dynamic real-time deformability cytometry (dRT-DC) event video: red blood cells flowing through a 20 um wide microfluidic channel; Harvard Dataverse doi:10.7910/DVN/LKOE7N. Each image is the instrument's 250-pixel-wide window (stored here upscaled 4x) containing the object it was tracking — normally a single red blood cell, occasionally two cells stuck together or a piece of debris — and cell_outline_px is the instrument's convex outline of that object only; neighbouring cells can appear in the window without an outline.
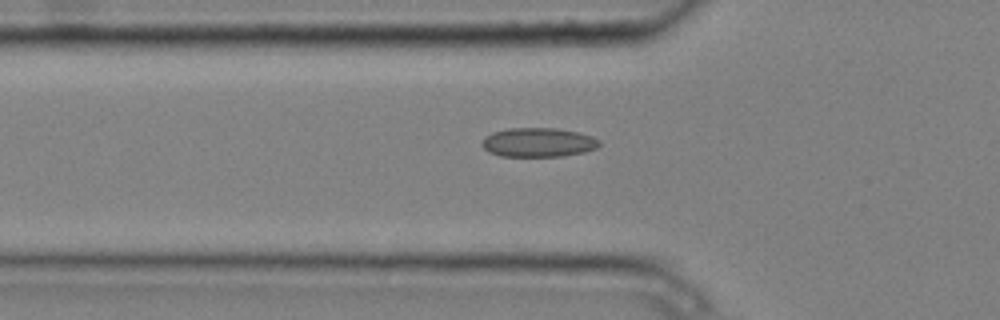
{"species": "common noctule bat (a hibernating species)", "species_latin": "Nyctalus noctula", "temperature_condition": "cold", "stored_images_in_passage": 3, "camera_frame_rate_fps": 3000, "um_per_image_px": 0.085, "animal": {"sex": "male", "body_mass_g": 20.4}, "frame": {"image": 1, "passage_image": 3, "time_ms": 0.667, "image_size_px": [1000, 320], "cell_outline_px": [[600, 144], [596, 148], [584, 152], [564, 156], [500, 156], [488, 152], [480, 144], [484, 136], [492, 132], [508, 128], [556, 128], [576, 132], [592, 136], [600, 140]], "centroid_in_image_um": [45.72, 12.1], "position_along_channel_um": 80.1, "area_um2": 20.06}}